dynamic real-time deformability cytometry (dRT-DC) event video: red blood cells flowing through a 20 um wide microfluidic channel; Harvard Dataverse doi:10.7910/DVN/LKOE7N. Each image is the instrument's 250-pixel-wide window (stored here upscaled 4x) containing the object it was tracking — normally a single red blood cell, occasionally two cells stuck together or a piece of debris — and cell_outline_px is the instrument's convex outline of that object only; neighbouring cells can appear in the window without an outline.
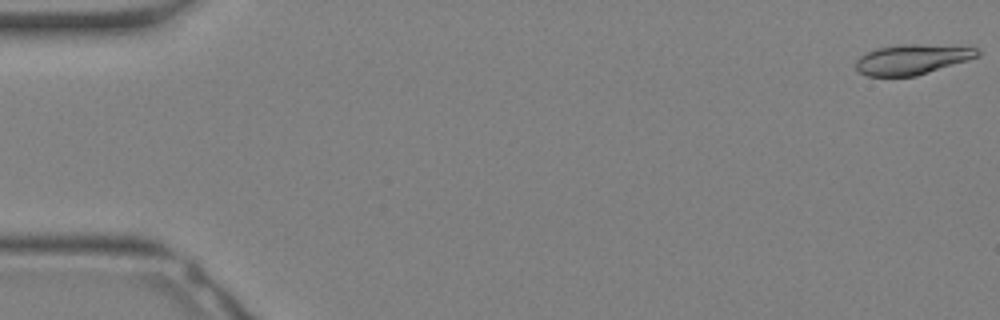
{"species": "Egyptian fruit bat (a non-hibernating species)", "species_latin": "Rousettus aegyptiacus", "temperature_condition": "warm", "stored_images_in_passage": 6, "camera_frame_rate_fps": 3000, "um_per_image_px": 0.085, "animal": {"sex": "female"}, "frame": {"image": 1, "passage_image": 1, "time_ms": 0.0, "image_size_px": [1000, 320], "cell_outline_px": [[980, 56], [968, 60], [916, 76], [868, 76], [860, 72], [856, 68], [856, 60], [860, 56], [876, 48], [900, 44], [916, 44], [980, 48]], "centroid_in_image_um": [77.54, 5.04], "position_along_channel_um": 7.5, "area_um2": 21.21}}